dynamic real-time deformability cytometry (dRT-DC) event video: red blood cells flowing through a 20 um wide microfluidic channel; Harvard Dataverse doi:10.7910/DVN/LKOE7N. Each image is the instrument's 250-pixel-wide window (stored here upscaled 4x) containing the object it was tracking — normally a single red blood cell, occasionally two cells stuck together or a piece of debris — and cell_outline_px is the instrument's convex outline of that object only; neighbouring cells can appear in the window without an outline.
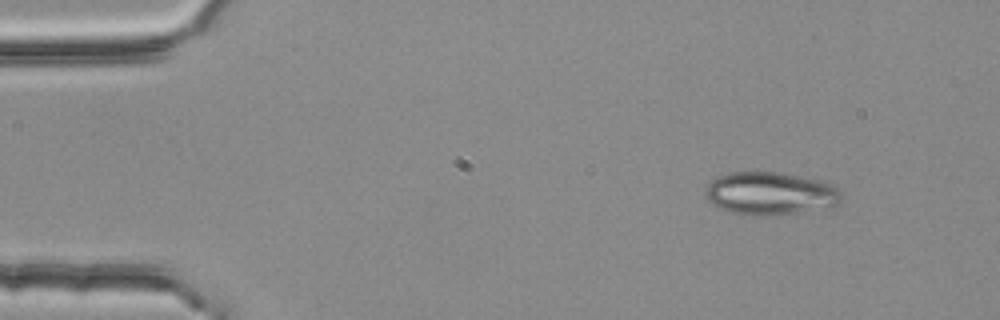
{"species": "common noctule bat (a hibernating species)", "species_latin": "Nyctalus noctula", "temperature_condition": "room temperature", "stored_images_in_passage": 4, "camera_frame_rate_fps": 3000, "um_per_image_px": 0.085, "animal": {"sex": "female", "body_mass_g": 25.1}, "frame": {"image": 1, "passage_image": 1, "time_ms": 0.0, "image_size_px": [1000, 320], "cell_outline_px": [[844, 196], [840, 204], [800, 212], [772, 216], [752, 216], [732, 212], [720, 208], [712, 204], [704, 196], [704, 192], [708, 184], [716, 176], [728, 172], [776, 172], [824, 180], [832, 184]], "centroid_in_image_um": [65.47, 16.44], "position_along_channel_um": 19.5, "area_um2": 34.39}}